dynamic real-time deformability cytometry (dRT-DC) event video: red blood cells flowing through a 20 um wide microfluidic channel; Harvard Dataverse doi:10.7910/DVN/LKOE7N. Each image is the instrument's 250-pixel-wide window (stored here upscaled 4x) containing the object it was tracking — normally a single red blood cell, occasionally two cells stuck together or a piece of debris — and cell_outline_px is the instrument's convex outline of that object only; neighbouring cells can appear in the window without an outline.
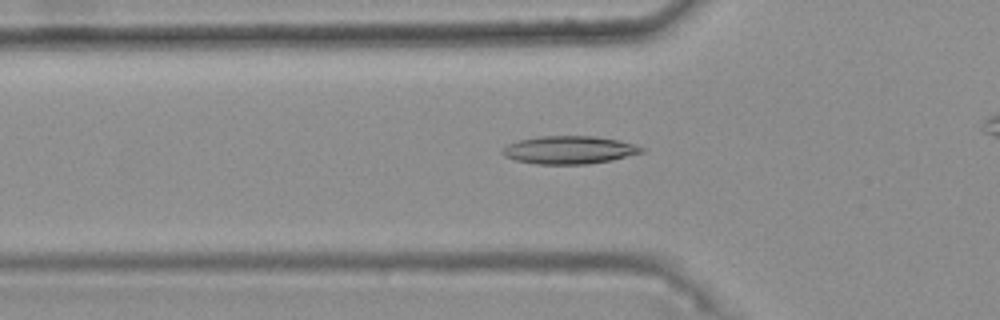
{"species": "common noctule bat (a hibernating species)", "species_latin": "Nyctalus noctula", "temperature_condition": "warm", "stored_images_in_passage": 49, "camera_frame_rate_fps": 3000, "um_per_image_px": 0.085, "animal": {"sex": "female", "body_mass_g": 25.1}, "frame": {"image": 1, "passage_image": 18, "time_ms": 5.667, "image_size_px": [1000, 320], "cell_outline_px": [[644, 152], [612, 160], [588, 164], [536, 164], [516, 160], [504, 156], [500, 152], [508, 144], [516, 140], [540, 136], [596, 136], [620, 140], [636, 144], [644, 148]], "centroid_in_image_um": [48.4, 12.74], "position_along_channel_um": 77.4, "area_um2": 22.83}}
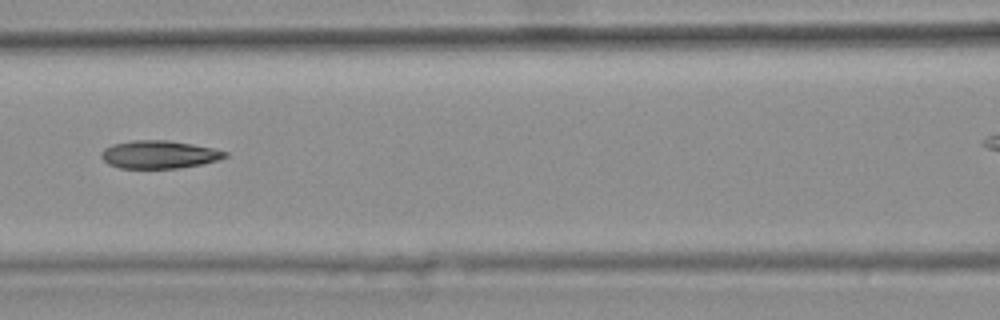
{"frame": {"image": 2, "passage_image": 24, "time_ms": 7.667, "image_size_px": [1000, 320], "cell_outline_px": [[228, 156], [216, 160], [200, 164], [180, 168], [120, 168], [108, 164], [100, 156], [100, 152], [104, 148], [112, 144], [132, 140], [168, 140], [192, 144], [212, 148], [228, 152]], "centroid_in_image_um": [13.48, 13.13], "position_along_channel_um": 153.1, "area_um2": 20.11}}
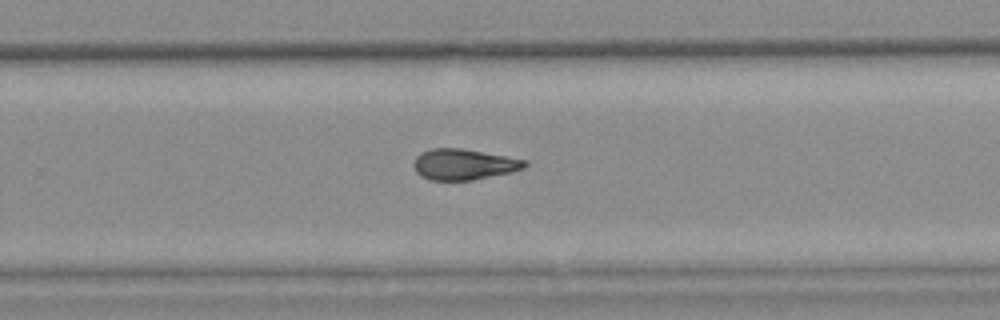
{"frame": {"image": 3, "passage_image": 35, "time_ms": 11.333, "image_size_px": [1000, 320], "cell_outline_px": [[528, 164], [524, 168], [512, 172], [472, 180], [428, 180], [420, 176], [416, 172], [412, 164], [416, 156], [420, 152], [432, 148], [460, 148], [528, 160]], "centroid_in_image_um": [39.39, 13.97], "position_along_channel_um": 290.4, "area_um2": 20.11}, "authors_computed_cell_mechanics": {"area_um2": 20.3456, "velocity_mm_per_s": 3.7592, "shape_relaxation_time_tau1_ms": null, "shape_relaxation_time_tau2_ms": 4.7258, "deformation_change_tau1": null, "deformation_change_tau2": 0.1379}}